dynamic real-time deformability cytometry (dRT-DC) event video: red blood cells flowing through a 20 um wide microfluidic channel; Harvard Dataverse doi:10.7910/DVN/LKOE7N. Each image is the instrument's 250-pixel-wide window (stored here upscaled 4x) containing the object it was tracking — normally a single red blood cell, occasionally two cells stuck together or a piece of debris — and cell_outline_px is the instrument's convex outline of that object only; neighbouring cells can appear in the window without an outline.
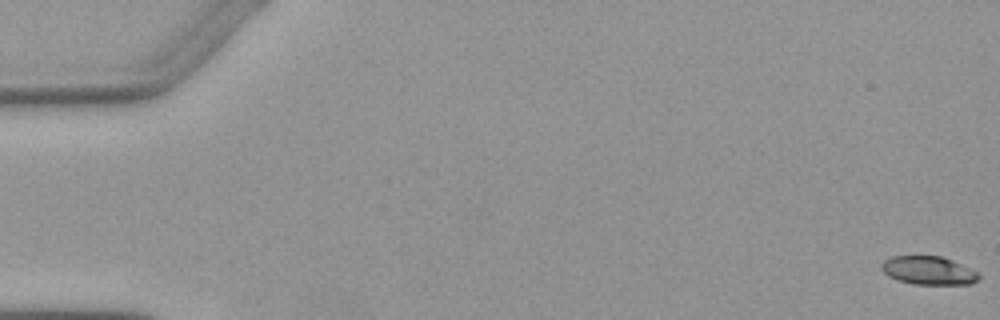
{"species": "Egyptian fruit bat (a non-hibernating species)", "species_latin": "Rousettus aegyptiacus", "temperature_condition": "warm", "stored_images_in_passage": 5, "camera_frame_rate_fps": 3000, "um_per_image_px": 0.085, "animal": {"sex": "female"}, "frame": {"image": 1, "passage_image": 1, "time_ms": 0.0, "image_size_px": [1000, 320], "cell_outline_px": [[980, 276], [972, 284], [912, 284], [888, 276], [880, 268], [880, 264], [884, 260], [892, 256], [940, 256], [952, 260], [980, 272]], "centroid_in_image_um": [78.93, 22.99], "position_along_channel_um": 6.1, "area_um2": 16.13}}
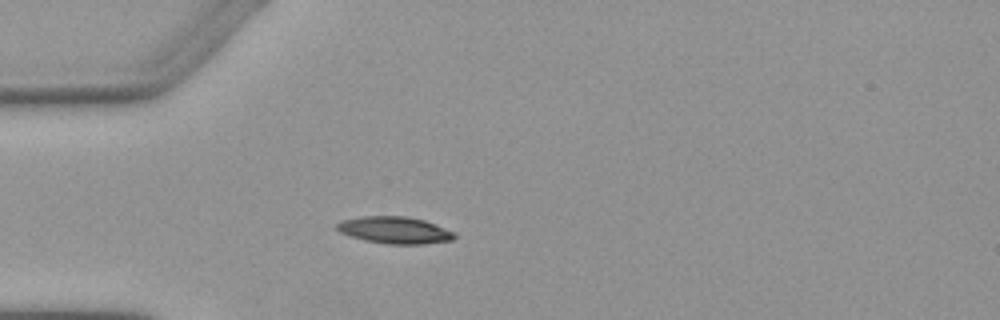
{"frame": {"image": 2, "passage_image": 5, "time_ms": 5.0, "image_size_px": [1000, 320], "cell_outline_px": [[456, 236], [452, 240], [424, 244], [388, 244], [364, 240], [340, 232], [336, 228], [336, 224], [344, 220], [364, 216], [404, 216], [424, 220], [456, 232]], "centroid_in_image_um": [33.59, 19.56], "position_along_channel_um": 51.4, "area_um2": 18.32}}